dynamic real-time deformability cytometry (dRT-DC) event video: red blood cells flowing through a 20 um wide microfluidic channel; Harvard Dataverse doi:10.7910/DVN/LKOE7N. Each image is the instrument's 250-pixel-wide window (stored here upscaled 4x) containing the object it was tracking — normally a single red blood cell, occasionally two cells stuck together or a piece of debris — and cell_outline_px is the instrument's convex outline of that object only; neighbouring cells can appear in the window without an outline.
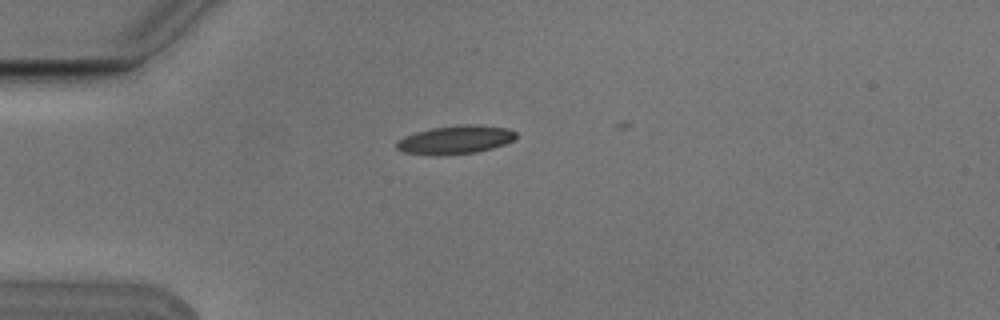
{"species": "Egyptian fruit bat (a non-hibernating species)", "species_latin": "Rousettus aegyptiacus", "temperature_condition": "cold", "stored_images_in_passage": 3, "camera_frame_rate_fps": 3000, "um_per_image_px": 0.085, "animal": {"sex": "male"}, "frame": {"image": 1, "passage_image": 3, "time_ms": 0.667, "image_size_px": [1000, 320], "cell_outline_px": [[516, 136], [512, 140], [504, 144], [492, 148], [476, 152], [432, 156], [404, 152], [396, 148], [396, 140], [404, 136], [416, 132], [432, 128], [464, 124], [468, 124], [508, 128], [516, 132]], "centroid_in_image_um": [38.66, 11.88], "position_along_channel_um": 46.3, "area_um2": 19.71}}